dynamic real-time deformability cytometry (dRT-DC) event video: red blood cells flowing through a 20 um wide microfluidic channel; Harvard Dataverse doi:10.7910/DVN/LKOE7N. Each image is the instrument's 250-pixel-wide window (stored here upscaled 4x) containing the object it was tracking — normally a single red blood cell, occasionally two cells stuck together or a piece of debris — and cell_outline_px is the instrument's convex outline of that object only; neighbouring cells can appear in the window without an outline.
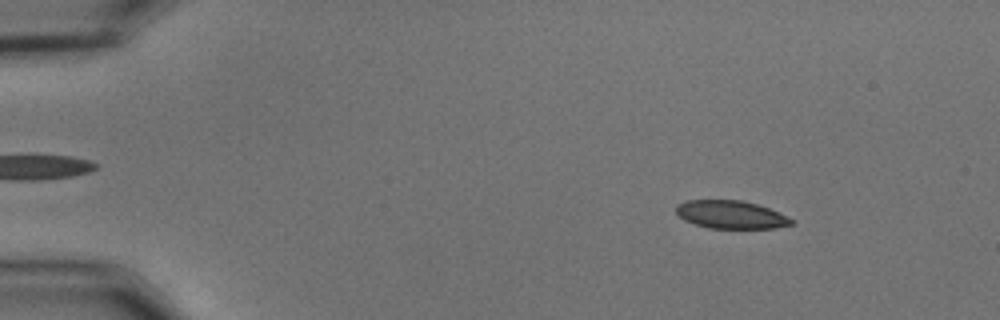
{"species": "common noctule bat (a hibernating species)", "species_latin": "Nyctalus noctula", "temperature_condition": "cold", "stored_images_in_passage": 12, "camera_frame_rate_fps": 3000, "um_per_image_px": 0.085, "animal": {"sex": "male", "body_mass_g": 15.6}, "frame": {"image": 1, "passage_image": 4, "time_ms": 1.0, "image_size_px": [1000, 320], "cell_outline_px": [[796, 224], [776, 228], [708, 228], [684, 220], [676, 212], [676, 204], [688, 200], [740, 200], [756, 204], [768, 208], [796, 220]], "centroid_in_image_um": [62.16, 18.25], "position_along_channel_um": 22.8, "area_um2": 18.84}}